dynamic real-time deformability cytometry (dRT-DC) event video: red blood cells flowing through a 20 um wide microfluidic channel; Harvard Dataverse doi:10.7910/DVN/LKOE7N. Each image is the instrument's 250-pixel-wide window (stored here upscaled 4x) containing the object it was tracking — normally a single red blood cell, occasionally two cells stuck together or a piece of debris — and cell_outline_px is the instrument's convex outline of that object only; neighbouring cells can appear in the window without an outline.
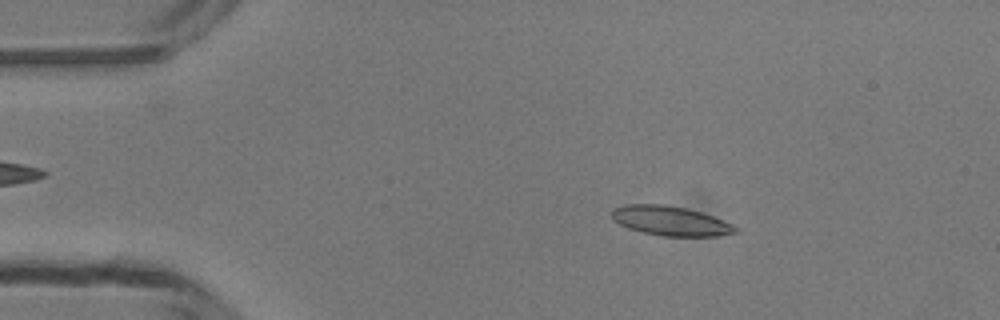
{"species": "common noctule bat (a hibernating species)", "species_latin": "Nyctalus noctula", "temperature_condition": "room temperature", "stored_images_in_passage": 48, "camera_frame_rate_fps": 3000, "um_per_image_px": 0.085, "animal": {"sex": "male", "body_mass_g": 13.3}, "frame": {"image": 1, "passage_image": 8, "time_ms": 2.333, "image_size_px": [1000, 320], "cell_outline_px": [[740, 232], [716, 236], [664, 236], [644, 232], [628, 228], [612, 220], [612, 208], [624, 204], [664, 204], [688, 208], [712, 216], [732, 224], [740, 228]], "centroid_in_image_um": [57.0, 18.77], "position_along_channel_um": 28.0, "area_um2": 21.39}}
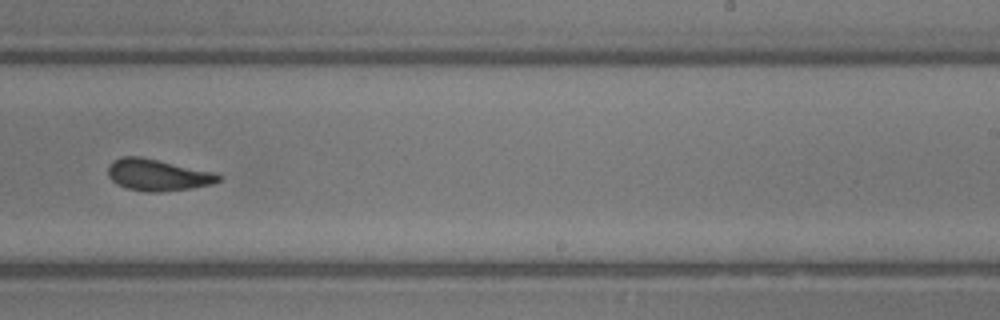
{"frame": {"image": 2, "passage_image": 30, "time_ms": 9.667, "image_size_px": [1000, 320], "cell_outline_px": [[224, 176], [220, 180], [212, 184], [188, 188], [160, 192], [148, 192], [128, 188], [116, 184], [108, 176], [108, 168], [112, 160], [124, 156], [140, 156], [216, 172]], "centroid_in_image_um": [13.42, 14.86], "position_along_channel_um": 275.6, "area_um2": 20.4}}
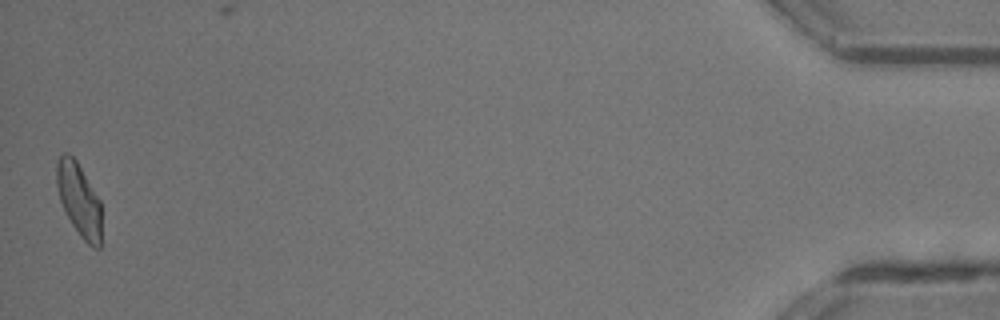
{"frame": {"image": 3, "passage_image": 48, "time_ms": 15.667, "image_size_px": [1000, 320], "cell_outline_px": [[100, 248], [92, 248], [80, 236], [72, 224], [60, 200], [56, 184], [56, 164], [60, 156], [64, 152], [68, 152], [76, 160], [100, 200]], "centroid_in_image_um": [6.7, 16.96], "position_along_channel_um": 428.5, "area_um2": 18.84}, "authors_computed_cell_mechanics": {"area_um2": 20.5768, "velocity_mm_per_s": 4.1983, "shape_relaxation_time_tau1_ms": 6.7775, "shape_relaxation_time_tau2_ms": 2.036, "deformation_change_tau1": 0.1603, "deformation_change_tau2": 0.0786}}